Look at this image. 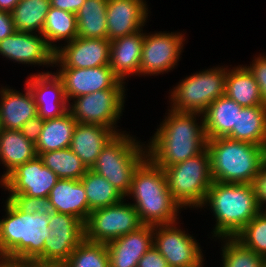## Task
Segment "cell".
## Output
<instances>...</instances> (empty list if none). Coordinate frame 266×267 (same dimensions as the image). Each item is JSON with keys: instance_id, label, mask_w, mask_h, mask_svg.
Returning <instances> with one entry per match:
<instances>
[{"instance_id": "obj_34", "label": "cell", "mask_w": 266, "mask_h": 267, "mask_svg": "<svg viewBox=\"0 0 266 267\" xmlns=\"http://www.w3.org/2000/svg\"><path fill=\"white\" fill-rule=\"evenodd\" d=\"M39 157L43 160L44 165L53 171L59 179L80 180L88 170L70 147L45 152Z\"/></svg>"}, {"instance_id": "obj_35", "label": "cell", "mask_w": 266, "mask_h": 267, "mask_svg": "<svg viewBox=\"0 0 266 267\" xmlns=\"http://www.w3.org/2000/svg\"><path fill=\"white\" fill-rule=\"evenodd\" d=\"M223 242L222 267H263L266 259L245 247L235 237L218 238Z\"/></svg>"}, {"instance_id": "obj_41", "label": "cell", "mask_w": 266, "mask_h": 267, "mask_svg": "<svg viewBox=\"0 0 266 267\" xmlns=\"http://www.w3.org/2000/svg\"><path fill=\"white\" fill-rule=\"evenodd\" d=\"M137 267H169L167 260L154 245L140 258Z\"/></svg>"}, {"instance_id": "obj_36", "label": "cell", "mask_w": 266, "mask_h": 267, "mask_svg": "<svg viewBox=\"0 0 266 267\" xmlns=\"http://www.w3.org/2000/svg\"><path fill=\"white\" fill-rule=\"evenodd\" d=\"M63 267H110L106 243L84 239L74 249Z\"/></svg>"}, {"instance_id": "obj_38", "label": "cell", "mask_w": 266, "mask_h": 267, "mask_svg": "<svg viewBox=\"0 0 266 267\" xmlns=\"http://www.w3.org/2000/svg\"><path fill=\"white\" fill-rule=\"evenodd\" d=\"M22 212L35 215L51 214L53 211L50 199L35 198L26 195H9L7 197Z\"/></svg>"}, {"instance_id": "obj_47", "label": "cell", "mask_w": 266, "mask_h": 267, "mask_svg": "<svg viewBox=\"0 0 266 267\" xmlns=\"http://www.w3.org/2000/svg\"><path fill=\"white\" fill-rule=\"evenodd\" d=\"M31 267H63V264H39L31 261Z\"/></svg>"}, {"instance_id": "obj_9", "label": "cell", "mask_w": 266, "mask_h": 267, "mask_svg": "<svg viewBox=\"0 0 266 267\" xmlns=\"http://www.w3.org/2000/svg\"><path fill=\"white\" fill-rule=\"evenodd\" d=\"M127 89H106L76 97L68 111L78 123L96 124L123 132L117 122L124 111ZM120 130V131H119Z\"/></svg>"}, {"instance_id": "obj_37", "label": "cell", "mask_w": 266, "mask_h": 267, "mask_svg": "<svg viewBox=\"0 0 266 267\" xmlns=\"http://www.w3.org/2000/svg\"><path fill=\"white\" fill-rule=\"evenodd\" d=\"M245 247L266 259V213L260 211L236 236Z\"/></svg>"}, {"instance_id": "obj_21", "label": "cell", "mask_w": 266, "mask_h": 267, "mask_svg": "<svg viewBox=\"0 0 266 267\" xmlns=\"http://www.w3.org/2000/svg\"><path fill=\"white\" fill-rule=\"evenodd\" d=\"M24 92L2 86L0 89V128L20 130L38 115L34 96L25 83Z\"/></svg>"}, {"instance_id": "obj_13", "label": "cell", "mask_w": 266, "mask_h": 267, "mask_svg": "<svg viewBox=\"0 0 266 267\" xmlns=\"http://www.w3.org/2000/svg\"><path fill=\"white\" fill-rule=\"evenodd\" d=\"M49 238L44 242V264H64L85 239L84 222L69 214L52 212Z\"/></svg>"}, {"instance_id": "obj_16", "label": "cell", "mask_w": 266, "mask_h": 267, "mask_svg": "<svg viewBox=\"0 0 266 267\" xmlns=\"http://www.w3.org/2000/svg\"><path fill=\"white\" fill-rule=\"evenodd\" d=\"M61 44L54 53V67L96 68L110 64V41L107 38L76 37Z\"/></svg>"}, {"instance_id": "obj_17", "label": "cell", "mask_w": 266, "mask_h": 267, "mask_svg": "<svg viewBox=\"0 0 266 267\" xmlns=\"http://www.w3.org/2000/svg\"><path fill=\"white\" fill-rule=\"evenodd\" d=\"M54 53L42 34L15 31L0 41V55L19 64L53 67Z\"/></svg>"}, {"instance_id": "obj_30", "label": "cell", "mask_w": 266, "mask_h": 267, "mask_svg": "<svg viewBox=\"0 0 266 267\" xmlns=\"http://www.w3.org/2000/svg\"><path fill=\"white\" fill-rule=\"evenodd\" d=\"M76 14L57 9L49 8L46 15L42 35L48 46L55 52L59 48L58 41L71 42L77 37Z\"/></svg>"}, {"instance_id": "obj_1", "label": "cell", "mask_w": 266, "mask_h": 267, "mask_svg": "<svg viewBox=\"0 0 266 267\" xmlns=\"http://www.w3.org/2000/svg\"><path fill=\"white\" fill-rule=\"evenodd\" d=\"M165 115L146 145L148 157L161 168L200 154L208 141L203 114L177 112L168 108Z\"/></svg>"}, {"instance_id": "obj_2", "label": "cell", "mask_w": 266, "mask_h": 267, "mask_svg": "<svg viewBox=\"0 0 266 267\" xmlns=\"http://www.w3.org/2000/svg\"><path fill=\"white\" fill-rule=\"evenodd\" d=\"M144 225L172 224L183 209L168 189L163 169L147 157L136 169L128 194ZM180 210V211H179Z\"/></svg>"}, {"instance_id": "obj_4", "label": "cell", "mask_w": 266, "mask_h": 267, "mask_svg": "<svg viewBox=\"0 0 266 267\" xmlns=\"http://www.w3.org/2000/svg\"><path fill=\"white\" fill-rule=\"evenodd\" d=\"M209 207L215 218L212 239L235 237L260 211L253 184L215 182L201 209Z\"/></svg>"}, {"instance_id": "obj_20", "label": "cell", "mask_w": 266, "mask_h": 267, "mask_svg": "<svg viewBox=\"0 0 266 267\" xmlns=\"http://www.w3.org/2000/svg\"><path fill=\"white\" fill-rule=\"evenodd\" d=\"M153 225H143L106 243L110 267H137L140 258L153 246Z\"/></svg>"}, {"instance_id": "obj_32", "label": "cell", "mask_w": 266, "mask_h": 267, "mask_svg": "<svg viewBox=\"0 0 266 267\" xmlns=\"http://www.w3.org/2000/svg\"><path fill=\"white\" fill-rule=\"evenodd\" d=\"M50 0H20L11 11L16 31L42 34Z\"/></svg>"}, {"instance_id": "obj_39", "label": "cell", "mask_w": 266, "mask_h": 267, "mask_svg": "<svg viewBox=\"0 0 266 267\" xmlns=\"http://www.w3.org/2000/svg\"><path fill=\"white\" fill-rule=\"evenodd\" d=\"M251 63L250 66H245L253 74L255 81L259 86L262 100L264 104H266V55L259 54L257 57L255 56Z\"/></svg>"}, {"instance_id": "obj_24", "label": "cell", "mask_w": 266, "mask_h": 267, "mask_svg": "<svg viewBox=\"0 0 266 267\" xmlns=\"http://www.w3.org/2000/svg\"><path fill=\"white\" fill-rule=\"evenodd\" d=\"M115 134L113 129L106 126L77 123L70 149L91 169L104 146Z\"/></svg>"}, {"instance_id": "obj_42", "label": "cell", "mask_w": 266, "mask_h": 267, "mask_svg": "<svg viewBox=\"0 0 266 267\" xmlns=\"http://www.w3.org/2000/svg\"><path fill=\"white\" fill-rule=\"evenodd\" d=\"M253 185L255 188L259 207L261 211H264L266 209V162L262 165L259 174L254 180Z\"/></svg>"}, {"instance_id": "obj_27", "label": "cell", "mask_w": 266, "mask_h": 267, "mask_svg": "<svg viewBox=\"0 0 266 267\" xmlns=\"http://www.w3.org/2000/svg\"><path fill=\"white\" fill-rule=\"evenodd\" d=\"M242 108L226 95L213 101L203 113L207 139L226 137L236 126L237 114Z\"/></svg>"}, {"instance_id": "obj_48", "label": "cell", "mask_w": 266, "mask_h": 267, "mask_svg": "<svg viewBox=\"0 0 266 267\" xmlns=\"http://www.w3.org/2000/svg\"><path fill=\"white\" fill-rule=\"evenodd\" d=\"M204 261H202L199 265H195V266H192V267H204L205 263H203Z\"/></svg>"}, {"instance_id": "obj_7", "label": "cell", "mask_w": 266, "mask_h": 267, "mask_svg": "<svg viewBox=\"0 0 266 267\" xmlns=\"http://www.w3.org/2000/svg\"><path fill=\"white\" fill-rule=\"evenodd\" d=\"M172 197L184 208L199 209L213 183L207 148L200 154L162 168Z\"/></svg>"}, {"instance_id": "obj_40", "label": "cell", "mask_w": 266, "mask_h": 267, "mask_svg": "<svg viewBox=\"0 0 266 267\" xmlns=\"http://www.w3.org/2000/svg\"><path fill=\"white\" fill-rule=\"evenodd\" d=\"M44 121L39 115H36L25 122L20 131L30 142L36 144L43 129Z\"/></svg>"}, {"instance_id": "obj_26", "label": "cell", "mask_w": 266, "mask_h": 267, "mask_svg": "<svg viewBox=\"0 0 266 267\" xmlns=\"http://www.w3.org/2000/svg\"><path fill=\"white\" fill-rule=\"evenodd\" d=\"M225 95L242 107L265 105L259 86L245 65L227 67Z\"/></svg>"}, {"instance_id": "obj_29", "label": "cell", "mask_w": 266, "mask_h": 267, "mask_svg": "<svg viewBox=\"0 0 266 267\" xmlns=\"http://www.w3.org/2000/svg\"><path fill=\"white\" fill-rule=\"evenodd\" d=\"M77 123L69 111L61 117L45 120L35 144L37 156L70 147Z\"/></svg>"}, {"instance_id": "obj_33", "label": "cell", "mask_w": 266, "mask_h": 267, "mask_svg": "<svg viewBox=\"0 0 266 267\" xmlns=\"http://www.w3.org/2000/svg\"><path fill=\"white\" fill-rule=\"evenodd\" d=\"M80 180L91 211L115 205L125 198L107 179L91 169Z\"/></svg>"}, {"instance_id": "obj_19", "label": "cell", "mask_w": 266, "mask_h": 267, "mask_svg": "<svg viewBox=\"0 0 266 267\" xmlns=\"http://www.w3.org/2000/svg\"><path fill=\"white\" fill-rule=\"evenodd\" d=\"M148 8L146 0H108L107 39L112 41L143 29L149 16Z\"/></svg>"}, {"instance_id": "obj_45", "label": "cell", "mask_w": 266, "mask_h": 267, "mask_svg": "<svg viewBox=\"0 0 266 267\" xmlns=\"http://www.w3.org/2000/svg\"><path fill=\"white\" fill-rule=\"evenodd\" d=\"M0 267H31V261H21L8 259L7 257L0 263Z\"/></svg>"}, {"instance_id": "obj_12", "label": "cell", "mask_w": 266, "mask_h": 267, "mask_svg": "<svg viewBox=\"0 0 266 267\" xmlns=\"http://www.w3.org/2000/svg\"><path fill=\"white\" fill-rule=\"evenodd\" d=\"M177 224L179 221L172 224L155 225L153 230L154 247L167 260L169 267L199 265L205 261L200 243L191 234L181 230Z\"/></svg>"}, {"instance_id": "obj_25", "label": "cell", "mask_w": 266, "mask_h": 267, "mask_svg": "<svg viewBox=\"0 0 266 267\" xmlns=\"http://www.w3.org/2000/svg\"><path fill=\"white\" fill-rule=\"evenodd\" d=\"M37 156L35 144L30 142L20 130L0 128V164L5 170L2 181L19 165Z\"/></svg>"}, {"instance_id": "obj_22", "label": "cell", "mask_w": 266, "mask_h": 267, "mask_svg": "<svg viewBox=\"0 0 266 267\" xmlns=\"http://www.w3.org/2000/svg\"><path fill=\"white\" fill-rule=\"evenodd\" d=\"M144 42L143 29L110 41V67L125 81L129 76H139V67Z\"/></svg>"}, {"instance_id": "obj_43", "label": "cell", "mask_w": 266, "mask_h": 267, "mask_svg": "<svg viewBox=\"0 0 266 267\" xmlns=\"http://www.w3.org/2000/svg\"><path fill=\"white\" fill-rule=\"evenodd\" d=\"M11 12L0 11V41L15 32Z\"/></svg>"}, {"instance_id": "obj_18", "label": "cell", "mask_w": 266, "mask_h": 267, "mask_svg": "<svg viewBox=\"0 0 266 267\" xmlns=\"http://www.w3.org/2000/svg\"><path fill=\"white\" fill-rule=\"evenodd\" d=\"M25 83L34 96L38 115L42 119L58 118L68 112L64 86L55 72L30 74Z\"/></svg>"}, {"instance_id": "obj_28", "label": "cell", "mask_w": 266, "mask_h": 267, "mask_svg": "<svg viewBox=\"0 0 266 267\" xmlns=\"http://www.w3.org/2000/svg\"><path fill=\"white\" fill-rule=\"evenodd\" d=\"M226 137L266 147V104L243 107Z\"/></svg>"}, {"instance_id": "obj_8", "label": "cell", "mask_w": 266, "mask_h": 267, "mask_svg": "<svg viewBox=\"0 0 266 267\" xmlns=\"http://www.w3.org/2000/svg\"><path fill=\"white\" fill-rule=\"evenodd\" d=\"M227 66H216L186 76L169 93L170 109L203 114L208 106L225 95Z\"/></svg>"}, {"instance_id": "obj_10", "label": "cell", "mask_w": 266, "mask_h": 267, "mask_svg": "<svg viewBox=\"0 0 266 267\" xmlns=\"http://www.w3.org/2000/svg\"><path fill=\"white\" fill-rule=\"evenodd\" d=\"M126 199L112 206L92 210L84 223L85 239L108 243L142 227L144 224L137 210Z\"/></svg>"}, {"instance_id": "obj_6", "label": "cell", "mask_w": 266, "mask_h": 267, "mask_svg": "<svg viewBox=\"0 0 266 267\" xmlns=\"http://www.w3.org/2000/svg\"><path fill=\"white\" fill-rule=\"evenodd\" d=\"M136 139L126 130L116 133L91 168L107 179L124 197L129 192L134 172L148 157L147 146Z\"/></svg>"}, {"instance_id": "obj_31", "label": "cell", "mask_w": 266, "mask_h": 267, "mask_svg": "<svg viewBox=\"0 0 266 267\" xmlns=\"http://www.w3.org/2000/svg\"><path fill=\"white\" fill-rule=\"evenodd\" d=\"M108 0H86L76 13L77 37L107 38Z\"/></svg>"}, {"instance_id": "obj_14", "label": "cell", "mask_w": 266, "mask_h": 267, "mask_svg": "<svg viewBox=\"0 0 266 267\" xmlns=\"http://www.w3.org/2000/svg\"><path fill=\"white\" fill-rule=\"evenodd\" d=\"M58 180V176L44 165L39 156H36L13 170L2 181L0 187H4V191L8 190V195L45 198Z\"/></svg>"}, {"instance_id": "obj_23", "label": "cell", "mask_w": 266, "mask_h": 267, "mask_svg": "<svg viewBox=\"0 0 266 267\" xmlns=\"http://www.w3.org/2000/svg\"><path fill=\"white\" fill-rule=\"evenodd\" d=\"M48 198L54 212L72 215L84 223L87 221L91 210L81 180L59 179Z\"/></svg>"}, {"instance_id": "obj_15", "label": "cell", "mask_w": 266, "mask_h": 267, "mask_svg": "<svg viewBox=\"0 0 266 267\" xmlns=\"http://www.w3.org/2000/svg\"><path fill=\"white\" fill-rule=\"evenodd\" d=\"M55 73L62 80L68 103L76 97L100 90L125 89L126 84L110 65L96 68H59Z\"/></svg>"}, {"instance_id": "obj_5", "label": "cell", "mask_w": 266, "mask_h": 267, "mask_svg": "<svg viewBox=\"0 0 266 267\" xmlns=\"http://www.w3.org/2000/svg\"><path fill=\"white\" fill-rule=\"evenodd\" d=\"M206 148L215 182L253 184L266 162V147L228 137L208 139Z\"/></svg>"}, {"instance_id": "obj_11", "label": "cell", "mask_w": 266, "mask_h": 267, "mask_svg": "<svg viewBox=\"0 0 266 267\" xmlns=\"http://www.w3.org/2000/svg\"><path fill=\"white\" fill-rule=\"evenodd\" d=\"M185 38L180 32H144L139 77L159 76L173 70L180 61Z\"/></svg>"}, {"instance_id": "obj_44", "label": "cell", "mask_w": 266, "mask_h": 267, "mask_svg": "<svg viewBox=\"0 0 266 267\" xmlns=\"http://www.w3.org/2000/svg\"><path fill=\"white\" fill-rule=\"evenodd\" d=\"M86 0H50L51 7L76 14Z\"/></svg>"}, {"instance_id": "obj_49", "label": "cell", "mask_w": 266, "mask_h": 267, "mask_svg": "<svg viewBox=\"0 0 266 267\" xmlns=\"http://www.w3.org/2000/svg\"><path fill=\"white\" fill-rule=\"evenodd\" d=\"M6 257L0 254V263L5 259Z\"/></svg>"}, {"instance_id": "obj_3", "label": "cell", "mask_w": 266, "mask_h": 267, "mask_svg": "<svg viewBox=\"0 0 266 267\" xmlns=\"http://www.w3.org/2000/svg\"><path fill=\"white\" fill-rule=\"evenodd\" d=\"M4 206L6 215L0 219V254L8 259L44 264L50 214L22 212L9 199Z\"/></svg>"}, {"instance_id": "obj_46", "label": "cell", "mask_w": 266, "mask_h": 267, "mask_svg": "<svg viewBox=\"0 0 266 267\" xmlns=\"http://www.w3.org/2000/svg\"><path fill=\"white\" fill-rule=\"evenodd\" d=\"M20 0H0V11L11 12Z\"/></svg>"}]
</instances>
